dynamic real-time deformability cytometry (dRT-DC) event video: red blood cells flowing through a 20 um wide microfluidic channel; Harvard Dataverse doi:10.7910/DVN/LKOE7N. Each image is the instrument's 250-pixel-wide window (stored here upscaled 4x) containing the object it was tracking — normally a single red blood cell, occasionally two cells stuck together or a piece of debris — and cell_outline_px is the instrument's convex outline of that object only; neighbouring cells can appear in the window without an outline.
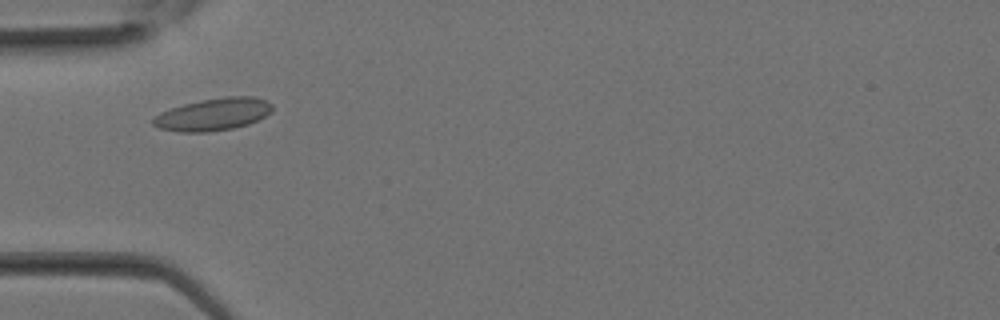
{"species": "Egyptian fruit bat (a non-hibernating species)", "species_latin": "Rousettus aegyptiacus", "temperature_condition": "room temperature", "stored_images_in_passage": 13, "camera_frame_rate_fps": 3000, "um_per_image_px": 0.085, "animal": {"sex": "female"}, "frame": {"image": 1, "passage_image": 2, "time_ms": 0.333, "image_size_px": [1000, 320], "cell_outline_px": [[272, 108], [264, 116], [248, 124], [232, 128], [208, 132], [180, 132], [160, 128], [152, 124], [152, 120], [160, 112], [184, 104], [200, 100], [228, 96], [252, 96], [264, 100], [272, 104]], "centroid_in_image_um": [18.1, 9.72], "position_along_channel_um": 66.9, "area_um2": 22.14}}
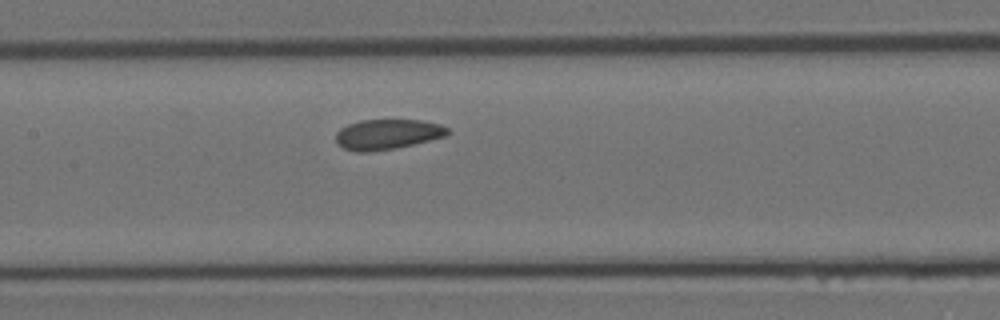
{"frame": {"image": 2, "passage_image": 7, "time_ms": 2.0, "image_size_px": [1000, 320], "cell_outline_px": [[448, 132], [444, 136], [396, 148], [372, 152], [356, 152], [344, 148], [336, 144], [336, 132], [340, 128], [348, 124], [360, 120], [420, 120], [440, 124], [448, 128]], "centroid_in_image_um": [32.86, 11.42], "position_along_channel_um": 174.5, "area_um2": 19.59}}
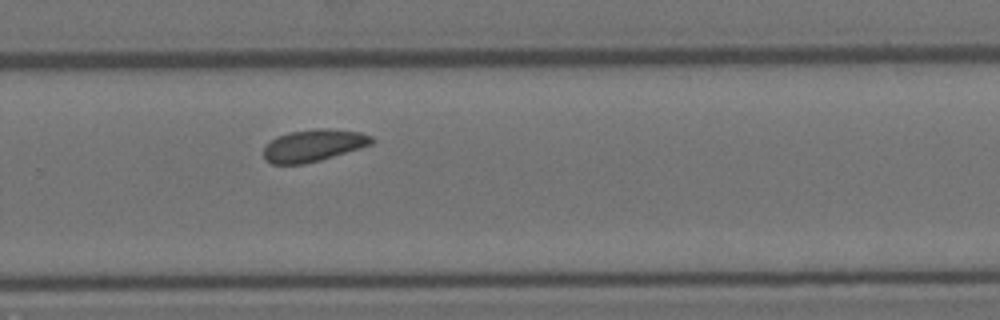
{"frame": {"image": 3, "passage_image": 13, "time_ms": 4.0, "image_size_px": [1000, 320], "cell_outline_px": [[376, 140], [372, 144], [360, 148], [320, 160], [304, 164], [272, 164], [264, 160], [264, 148], [276, 136], [288, 132], [316, 128], [328, 128], [360, 132], [372, 136]], "centroid_in_image_um": [26.65, 12.35], "position_along_channel_um": 303.1, "area_um2": 20.29}}